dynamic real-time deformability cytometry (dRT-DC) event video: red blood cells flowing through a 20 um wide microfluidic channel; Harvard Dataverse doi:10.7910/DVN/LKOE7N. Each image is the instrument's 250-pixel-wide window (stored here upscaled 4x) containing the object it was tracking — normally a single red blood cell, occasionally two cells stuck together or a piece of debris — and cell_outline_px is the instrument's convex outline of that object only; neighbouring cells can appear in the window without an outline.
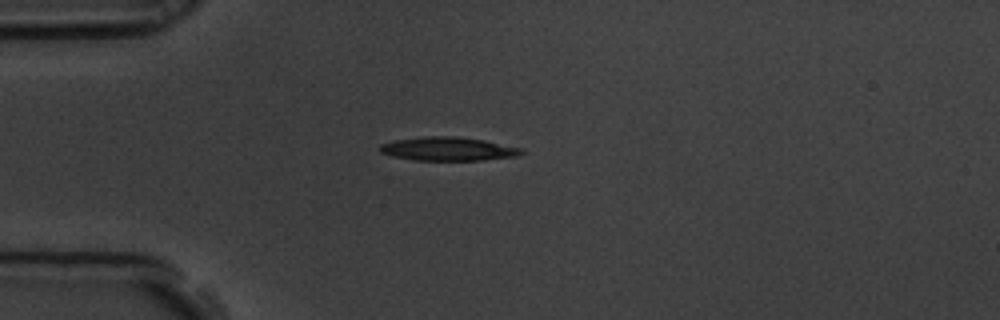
{"species": "common noctule bat (a hibernating species)", "species_latin": "Nyctalus noctula", "temperature_condition": "room temperature", "stored_images_in_passage": 6, "camera_frame_rate_fps": 3000, "um_per_image_px": 0.085, "animal": {"sex": "male", "body_mass_g": 19.5, "forearm_length_mm": 54.6}, "frame": {"image": 1, "passage_image": 6, "time_ms": 1.667, "image_size_px": [1000, 320], "cell_outline_px": [[524, 152], [516, 156], [484, 160], [416, 160], [392, 156], [380, 152], [380, 144], [396, 140], [424, 136], [452, 136], [484, 140], [524, 148]], "centroid_in_image_um": [38.12, 12.65], "position_along_channel_um": 46.9, "area_um2": 19.42}}